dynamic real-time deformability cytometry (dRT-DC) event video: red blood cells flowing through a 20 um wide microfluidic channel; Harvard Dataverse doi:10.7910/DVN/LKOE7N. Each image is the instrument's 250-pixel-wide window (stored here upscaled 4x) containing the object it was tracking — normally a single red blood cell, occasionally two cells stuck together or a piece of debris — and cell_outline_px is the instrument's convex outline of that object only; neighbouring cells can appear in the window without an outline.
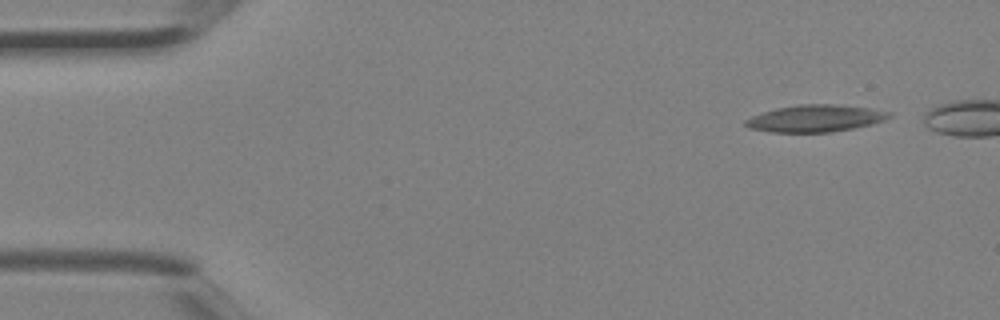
{"species": "Egyptian fruit bat (a non-hibernating species)", "species_latin": "Rousettus aegyptiacus", "temperature_condition": "room temperature", "stored_images_in_passage": 4, "camera_frame_rate_fps": 3000, "um_per_image_px": 0.085, "animal": {"sex": "female"}, "frame": {"image": 1, "passage_image": 1, "time_ms": 0.0, "image_size_px": [1000, 320], "cell_outline_px": [[892, 116], [884, 120], [872, 124], [832, 132], [772, 132], [748, 128], [744, 124], [744, 120], [752, 116], [776, 108], [796, 104], [832, 104], [868, 108], [892, 112]], "centroid_in_image_um": [69.29, 10.06], "position_along_channel_um": 15.7, "area_um2": 22.54}}
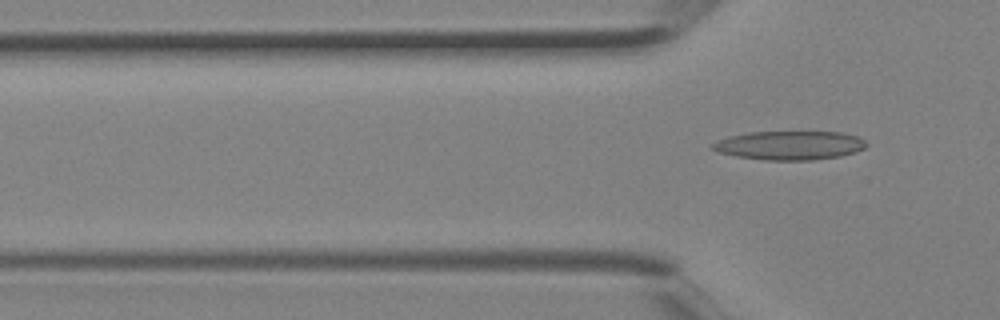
{"frame": {"image": 2, "passage_image": 4, "time_ms": 1.0, "image_size_px": [1000, 320], "cell_outline_px": [[868, 144], [864, 148], [856, 152], [840, 156], [812, 160], [764, 160], [736, 156], [720, 152], [712, 148], [712, 144], [720, 140], [732, 136], [748, 132], [840, 132], [860, 136]], "centroid_in_image_um": [67.19, 12.36], "position_along_channel_um": 58.6, "area_um2": 25.72}}